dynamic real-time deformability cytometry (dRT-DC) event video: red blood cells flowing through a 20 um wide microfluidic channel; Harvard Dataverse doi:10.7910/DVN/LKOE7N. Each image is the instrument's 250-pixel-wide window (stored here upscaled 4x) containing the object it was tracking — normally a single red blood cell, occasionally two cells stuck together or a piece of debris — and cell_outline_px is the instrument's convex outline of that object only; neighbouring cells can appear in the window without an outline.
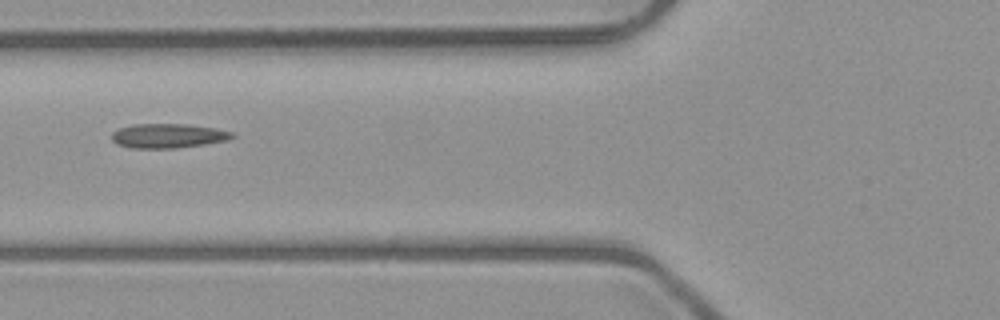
{"species": "common noctule bat (a hibernating species)", "species_latin": "Nyctalus noctula", "temperature_condition": "room temperature", "stored_images_in_passage": 2, "camera_frame_rate_fps": 3000, "um_per_image_px": 0.085, "animal": {"sex": "male", "body_mass_g": 23.1, "forearm_length_mm": 52.7}, "frame": {"image": 1, "passage_image": 2, "time_ms": 1.333, "image_size_px": [1000, 320], "cell_outline_px": [[236, 136], [228, 140], [204, 144], [176, 148], [132, 148], [116, 144], [112, 140], [112, 132], [120, 128], [132, 124], [188, 124], [216, 128], [232, 132]], "centroid_in_image_um": [14.29, 11.54], "position_along_channel_um": 111.5, "area_um2": 17.17}}